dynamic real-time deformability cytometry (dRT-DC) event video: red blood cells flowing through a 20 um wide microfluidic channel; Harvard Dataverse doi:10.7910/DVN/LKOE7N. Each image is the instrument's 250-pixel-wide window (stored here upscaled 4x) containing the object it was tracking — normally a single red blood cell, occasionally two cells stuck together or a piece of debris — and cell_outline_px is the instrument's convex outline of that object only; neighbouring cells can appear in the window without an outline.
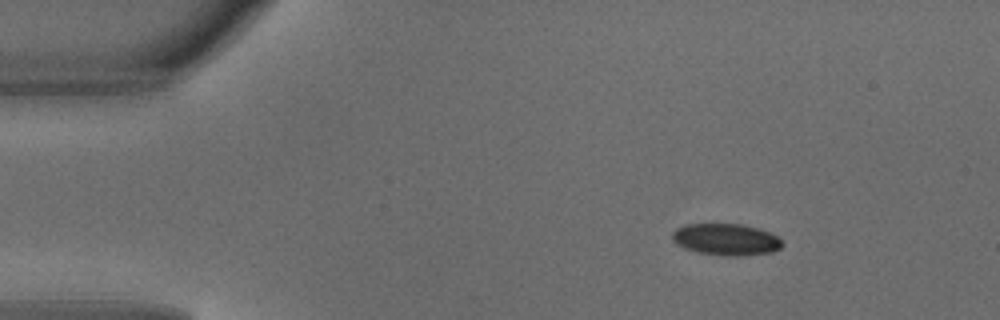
{"species": "common noctule bat (a hibernating species)", "species_latin": "Nyctalus noctula", "temperature_condition": "warm", "stored_images_in_passage": 3, "segment_of_instrument_passage": [1, 2], "camera_frame_rate_fps": 3000, "um_per_image_px": 0.085, "animal": {"sex": "male", "body_mass_g": 18.8}, "frame": {"image": 1, "passage_image": 1, "time_ms": 0.0, "image_size_px": [1000, 320], "cell_outline_px": [[784, 244], [780, 248], [772, 252], [740, 256], [728, 256], [696, 252], [684, 248], [676, 244], [672, 240], [672, 232], [676, 228], [684, 224], [744, 224], [760, 228], [776, 236]], "centroid_in_image_um": [61.69, 20.35], "position_along_channel_um": 23.3, "area_um2": 20.46}}